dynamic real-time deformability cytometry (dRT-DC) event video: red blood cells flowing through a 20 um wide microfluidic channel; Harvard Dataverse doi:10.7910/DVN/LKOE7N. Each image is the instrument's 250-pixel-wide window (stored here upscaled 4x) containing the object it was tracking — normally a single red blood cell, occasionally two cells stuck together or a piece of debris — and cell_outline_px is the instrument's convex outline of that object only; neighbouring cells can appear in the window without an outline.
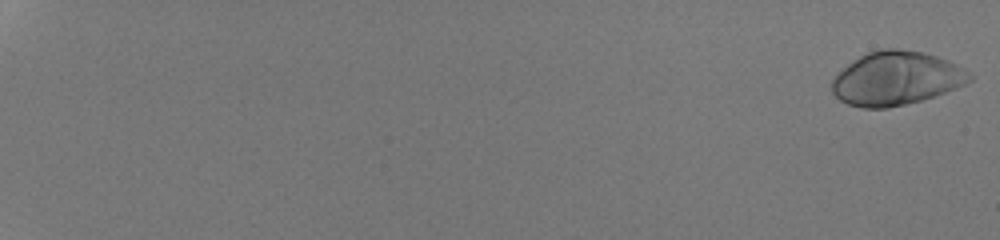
{"species": "human", "species_latin": "Homo sapiens", "temperature_condition": "room temperature", "stored_images_in_passage": 53, "camera_frame_rate_fps": 3000, "um_per_image_px": 0.085, "donor": {"sex": "male"}, "frame": {"image": 1, "passage_image": 1, "time_ms": 0.0, "image_size_px": [1000, 240], "cell_outline_px": [[972, 80], [956, 88], [920, 100], [888, 108], [864, 108], [848, 104], [840, 100], [832, 92], [832, 80], [852, 60], [868, 52], [880, 48], [896, 48], [924, 52], [948, 60], [964, 68], [972, 76]], "centroid_in_image_um": [76.17, 6.65], "position_along_channel_um": 8.8, "area_um2": 42.77}}
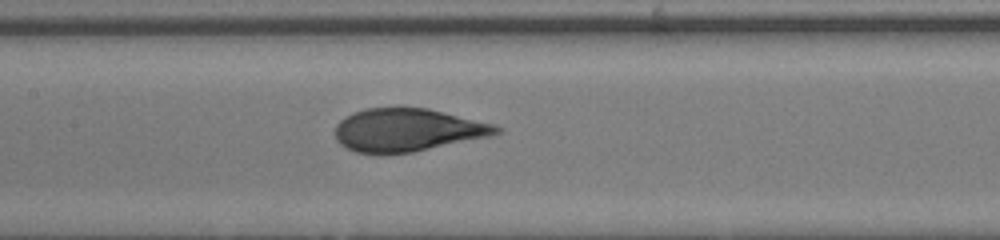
{"frame": {"image": 2, "passage_image": 31, "time_ms": 10.0, "image_size_px": [1000, 240], "cell_outline_px": [[504, 132], [492, 136], [412, 152], [356, 152], [340, 144], [336, 140], [336, 124], [340, 120], [352, 112], [364, 108], [428, 108], [496, 124], [504, 128]], "centroid_in_image_um": [34.71, 11.03], "position_along_channel_um": 172.7, "area_um2": 40.23}}
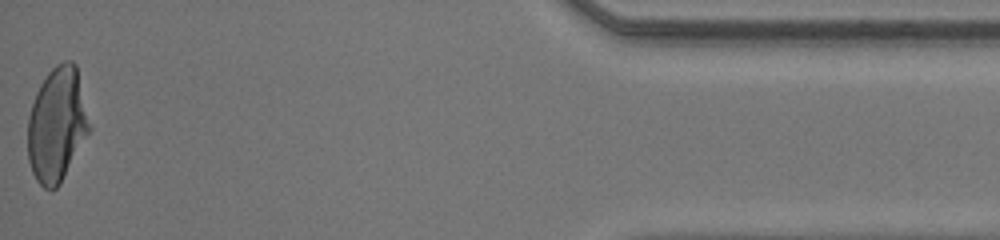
{"frame": {"image": 3, "passage_image": 53, "time_ms": 17.333, "image_size_px": [1000, 240], "cell_outline_px": [[92, 128], [60, 184], [56, 188], [44, 188], [36, 180], [32, 172], [28, 160], [28, 116], [36, 92], [40, 84], [48, 72], [56, 64], [64, 60], [72, 60], [76, 64], [92, 124]], "centroid_in_image_um": [4.87, 10.57], "position_along_channel_um": 430.3, "area_um2": 41.56}, "authors_computed_cell_mechanics": {"area_um2": 41.2114, "velocity_mm_per_s": 4.3338, "shape_relaxation_time_tau1_ms": 3.8317, "shape_relaxation_time_tau2_ms": null, "deformation_change_tau1": 0.1966, "deformation_change_tau2": null}}